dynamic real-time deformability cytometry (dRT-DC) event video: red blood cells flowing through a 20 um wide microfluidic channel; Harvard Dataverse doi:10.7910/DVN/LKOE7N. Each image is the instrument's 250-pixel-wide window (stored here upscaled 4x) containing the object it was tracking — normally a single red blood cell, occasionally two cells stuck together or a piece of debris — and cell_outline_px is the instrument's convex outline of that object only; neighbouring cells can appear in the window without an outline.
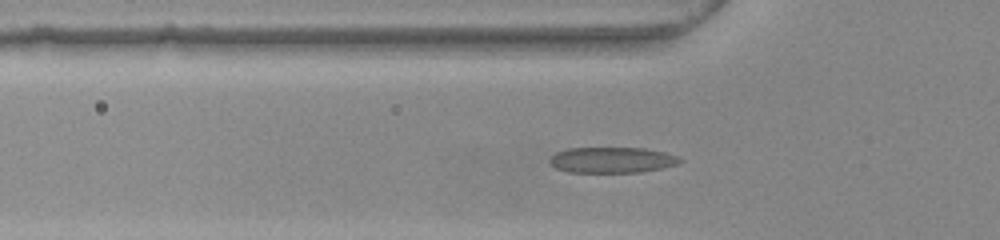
{"species": "common noctule bat (a hibernating species)", "species_latin": "Nyctalus noctula", "temperature_condition": "warm", "stored_images_in_passage": 38, "camera_frame_rate_fps": 3000, "um_per_image_px": 0.085, "animal": {"sex": "female", "body_mass_g": 22.0, "forearm_length_mm": 56.7}, "frame": {"image": 1, "passage_image": 2, "time_ms": 0.333, "image_size_px": [1000, 240], "cell_outline_px": [[684, 160], [676, 164], [660, 168], [640, 172], [568, 172], [556, 168], [548, 160], [556, 152], [568, 148], [644, 148], [664, 152], [676, 156]], "centroid_in_image_um": [52.0, 13.59], "position_along_channel_um": 73.8, "area_um2": 19.36}}
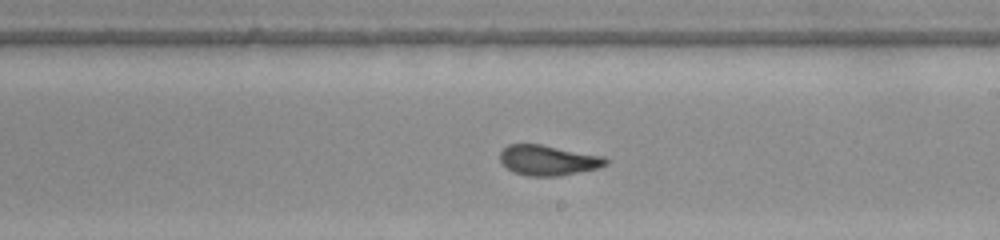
{"frame": {"image": 2, "passage_image": 15, "time_ms": 4.667, "image_size_px": [1000, 240], "cell_outline_px": [[608, 164], [600, 168], [560, 176], [528, 176], [512, 172], [500, 160], [500, 152], [508, 144], [540, 144], [604, 156], [608, 160]], "centroid_in_image_um": [46.62, 13.63], "position_along_channel_um": 242.4, "area_um2": 18.73}}
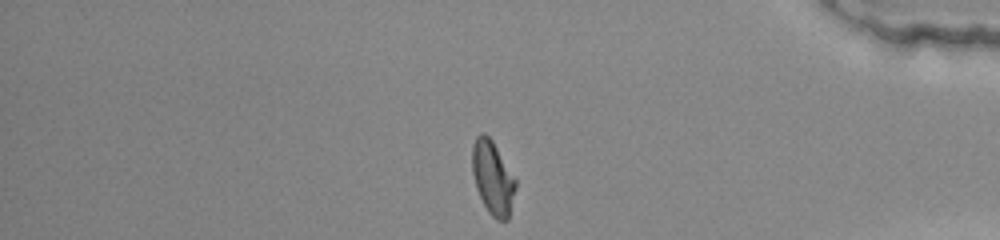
{"frame": {"image": 3, "passage_image": 29, "time_ms": 9.333, "image_size_px": [1000, 240], "cell_outline_px": [[516, 188], [508, 220], [496, 220], [488, 212], [476, 188], [472, 172], [472, 144], [476, 136], [480, 132], [484, 132], [492, 140], [516, 180]], "centroid_in_image_um": [41.87, 15.1], "position_along_channel_um": 393.3, "area_um2": 18.55}, "authors_computed_cell_mechanics": {"area_um2": 18.6983, "velocity_mm_per_s": 3.8927, "shape_relaxation_time_tau1_ms": 7.5976, "shape_relaxation_time_tau2_ms": 1.4427, "deformation_change_tau1": 0.2416, "deformation_change_tau2": 0.0898}}